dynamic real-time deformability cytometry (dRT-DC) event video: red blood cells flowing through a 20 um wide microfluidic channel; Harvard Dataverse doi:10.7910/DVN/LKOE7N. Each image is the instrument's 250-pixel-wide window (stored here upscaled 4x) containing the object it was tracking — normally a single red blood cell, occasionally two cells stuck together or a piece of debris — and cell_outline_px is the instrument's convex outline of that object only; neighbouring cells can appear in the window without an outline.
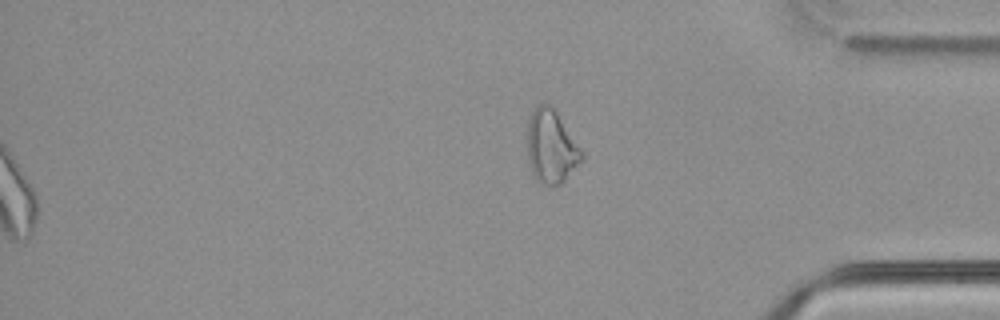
{"species": "common noctule bat (a hibernating species)", "species_latin": "Nyctalus noctula", "temperature_condition": "cold", "stored_images_in_passage": 57, "segment_of_instrument_passage": [2, 2], "camera_frame_rate_fps": 3000, "um_per_image_px": 0.085, "animal": {"sex": "male", "body_mass_g": 21.5, "forearm_length_mm": 52.0}, "frame": {"image": 1, "passage_image": 57, "time_ms": 18.667, "image_size_px": [1000, 320], "cell_outline_px": [[584, 160], [560, 184], [540, 184], [536, 180], [532, 172], [528, 160], [528, 120], [536, 104], [548, 104], [556, 112], [584, 152]], "centroid_in_image_um": [46.86, 12.48], "position_along_channel_um": 388.3, "area_um2": 23.12}}